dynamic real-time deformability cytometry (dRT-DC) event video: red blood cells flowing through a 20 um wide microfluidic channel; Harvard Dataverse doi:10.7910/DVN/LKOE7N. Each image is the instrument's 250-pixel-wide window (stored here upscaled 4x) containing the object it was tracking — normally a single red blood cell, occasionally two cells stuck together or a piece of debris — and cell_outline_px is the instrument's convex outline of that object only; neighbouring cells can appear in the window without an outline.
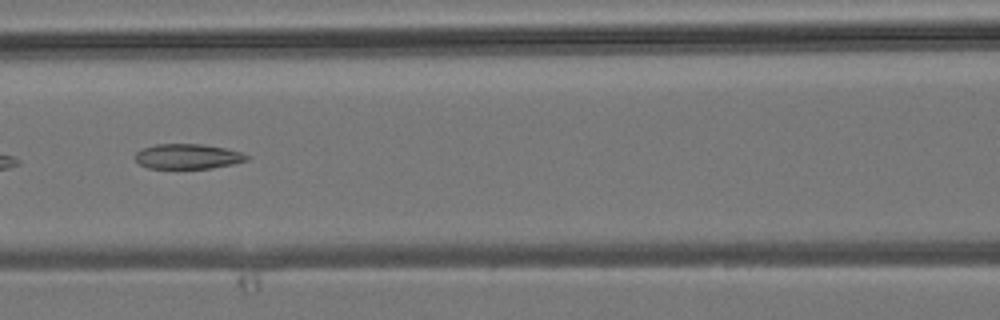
{"species": "common noctule bat (a hibernating species)", "species_latin": "Nyctalus noctula", "temperature_condition": "room temperature", "stored_images_in_passage": 5, "camera_frame_rate_fps": 3000, "um_per_image_px": 0.085, "animal": {"sex": "male", "body_mass_g": 19.2, "forearm_length_mm": 51.8}, "frame": {"image": 1, "passage_image": 5, "time_ms": 5.333, "image_size_px": [1000, 320], "cell_outline_px": [[248, 160], [232, 164], [212, 168], [148, 168], [140, 164], [136, 160], [136, 152], [144, 148], [156, 144], [204, 144], [224, 148], [240, 152], [248, 156]], "centroid_in_image_um": [15.96, 13.29], "position_along_channel_um": 150.6, "area_um2": 16.07}}